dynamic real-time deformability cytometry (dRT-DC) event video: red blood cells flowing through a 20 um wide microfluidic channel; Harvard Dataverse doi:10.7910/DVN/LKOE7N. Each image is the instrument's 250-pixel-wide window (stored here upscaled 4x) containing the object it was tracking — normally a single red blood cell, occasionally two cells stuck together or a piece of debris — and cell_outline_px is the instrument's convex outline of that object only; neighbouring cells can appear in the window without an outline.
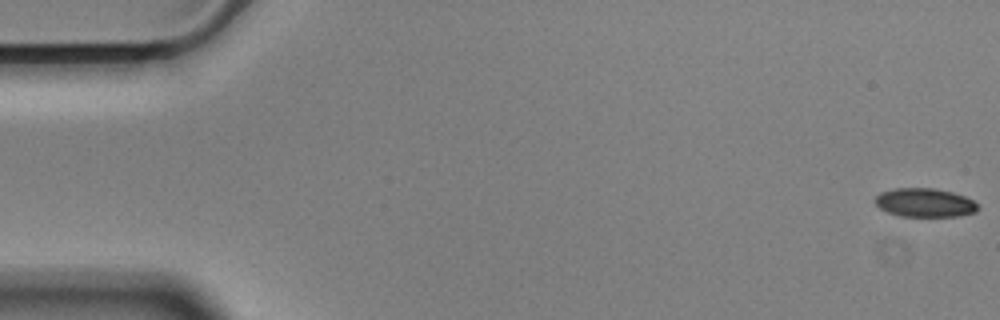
{"species": "Egyptian fruit bat (a non-hibernating species)", "species_latin": "Rousettus aegyptiacus", "temperature_condition": "cold", "stored_images_in_passage": 58, "camera_frame_rate_fps": 3000, "um_per_image_px": 0.085, "animal": {"sex": "male"}, "frame": {"image": 1, "passage_image": 1, "time_ms": 0.0, "image_size_px": [1000, 320], "cell_outline_px": [[980, 208], [976, 212], [960, 216], [900, 216], [888, 212], [880, 208], [876, 204], [876, 196], [880, 192], [896, 188], [932, 188], [952, 192], [964, 196], [972, 200]], "centroid_in_image_um": [78.62, 17.23], "position_along_channel_um": 6.4, "area_um2": 17.11}}
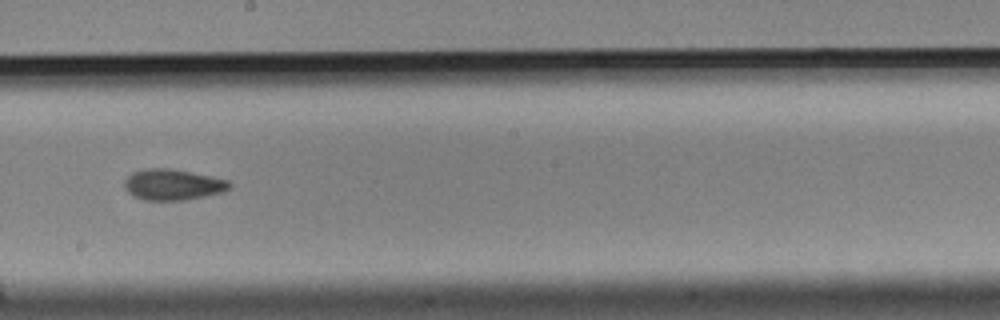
{"frame": {"image": 2, "passage_image": 32, "time_ms": 10.333, "image_size_px": [1000, 320], "cell_outline_px": [[232, 188], [224, 192], [184, 200], [144, 200], [132, 196], [124, 188], [124, 180], [132, 172], [144, 168], [172, 168], [192, 172], [228, 180], [232, 184]], "centroid_in_image_um": [14.68, 15.69], "position_along_channel_um": 233.5, "area_um2": 19.19}}
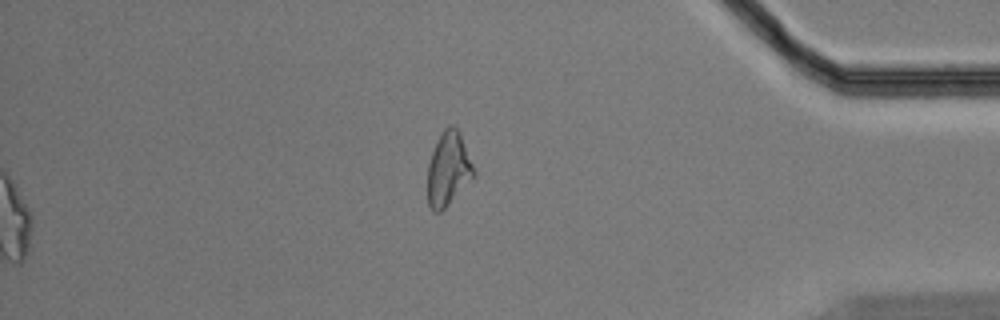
{"frame": {"image": 3, "passage_image": 58, "time_ms": 19.0, "image_size_px": [1000, 320], "cell_outline_px": [[476, 172], [448, 204], [440, 212], [432, 212], [428, 204], [428, 164], [432, 152], [444, 128], [448, 124], [452, 124], [460, 132]], "centroid_in_image_um": [38.09, 14.34], "position_along_channel_um": 397.1, "area_um2": 19.42}, "authors_computed_cell_mechanics": {"area_um2": 18.6405, "velocity_mm_per_s": 3.5439, "shape_relaxation_time_tau1_ms": 6.6872, "shape_relaxation_time_tau2_ms": 5.0645, "deformation_change_tau1": 0.1047, "deformation_change_tau2": 0.0888}}